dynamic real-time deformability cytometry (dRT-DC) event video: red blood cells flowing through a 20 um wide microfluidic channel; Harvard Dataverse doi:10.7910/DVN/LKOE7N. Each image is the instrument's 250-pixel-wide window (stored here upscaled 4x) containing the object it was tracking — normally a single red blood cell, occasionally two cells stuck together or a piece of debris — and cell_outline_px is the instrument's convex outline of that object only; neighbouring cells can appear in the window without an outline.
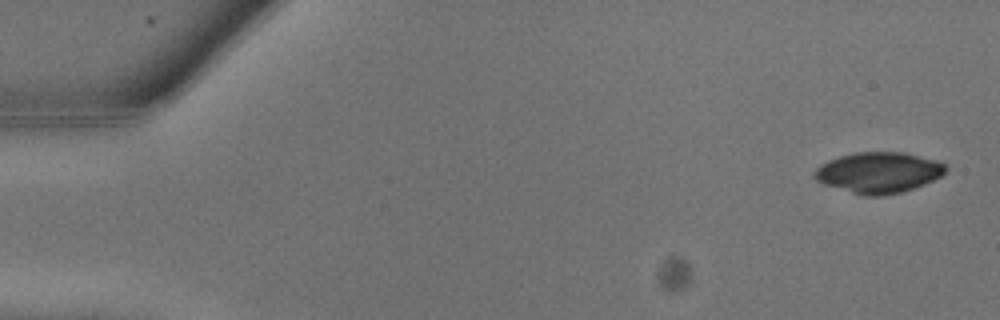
{"species": "common noctule bat (a hibernating species)", "species_latin": "Nyctalus noctula", "temperature_condition": "warm", "stored_images_in_passage": 9, "camera_frame_rate_fps": 3000, "um_per_image_px": 0.085, "animal": {"sex": "male", "body_mass_g": 13.3}, "frame": {"image": 1, "passage_image": 1, "time_ms": 0.0, "image_size_px": [1000, 320], "cell_outline_px": [[948, 168], [940, 176], [924, 184], [900, 192], [880, 196], [864, 196], [824, 184], [816, 180], [812, 176], [816, 168], [820, 164], [828, 160], [840, 156], [856, 152], [904, 152], [936, 160], [944, 164]], "centroid_in_image_um": [74.65, 14.66], "position_along_channel_um": 10.4, "area_um2": 31.04}}